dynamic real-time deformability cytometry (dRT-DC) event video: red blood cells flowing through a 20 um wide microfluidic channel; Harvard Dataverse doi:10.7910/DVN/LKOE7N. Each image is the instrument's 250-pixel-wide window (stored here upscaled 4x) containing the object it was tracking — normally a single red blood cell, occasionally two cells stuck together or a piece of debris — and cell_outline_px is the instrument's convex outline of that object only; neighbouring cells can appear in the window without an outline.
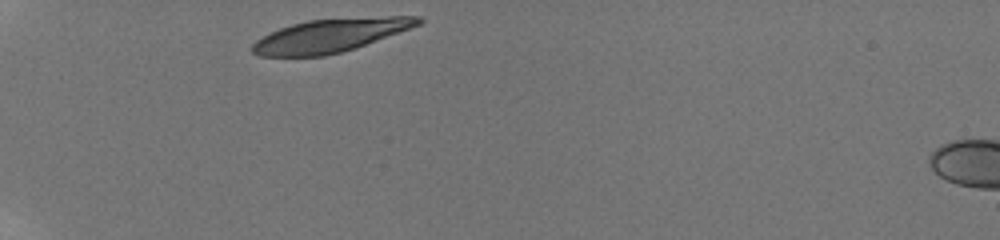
{"species": "human", "species_latin": "Homo sapiens", "temperature_condition": "room temperature", "stored_images_in_passage": 33, "camera_frame_rate_fps": 3000, "um_per_image_px": 0.085, "donor": {"sex": "male"}, "frame": {"image": 1, "passage_image": 1, "time_ms": 0.0, "image_size_px": [1000, 240], "cell_outline_px": [[424, 20], [420, 24], [356, 48], [324, 56], [260, 56], [252, 52], [252, 44], [256, 40], [280, 28], [292, 24], [308, 20], [388, 16], [420, 16]], "centroid_in_image_um": [28.08, 3.02], "position_along_channel_um": 56.9, "area_um2": 31.79}}
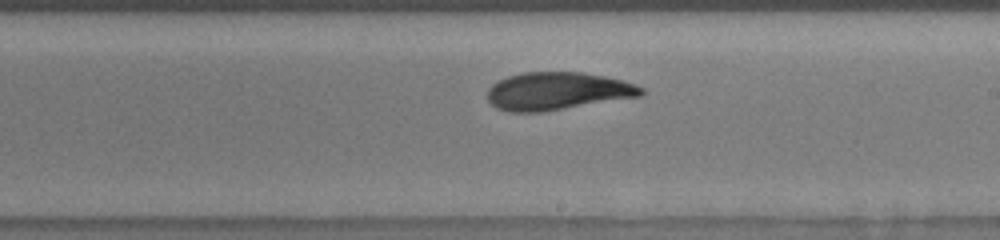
{"frame": {"image": 2, "passage_image": 18, "time_ms": 5.667, "image_size_px": [1000, 240], "cell_outline_px": [[644, 92], [640, 96], [540, 112], [508, 112], [496, 108], [488, 100], [488, 88], [496, 80], [508, 76], [524, 72], [584, 72], [624, 80], [636, 84], [644, 88]], "centroid_in_image_um": [47.36, 7.73], "position_along_channel_um": 241.6, "area_um2": 33.87}}
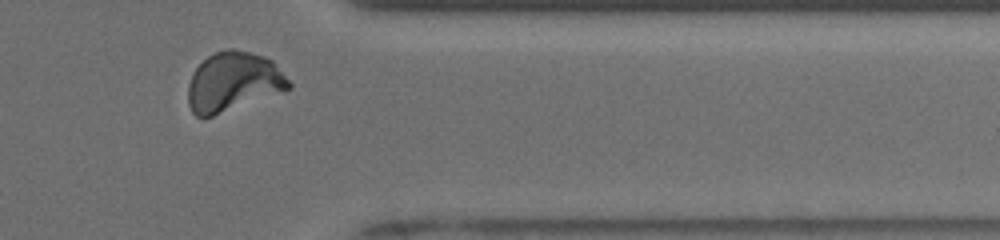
{"frame": {"image": 3, "passage_image": 30, "time_ms": 9.667, "image_size_px": [1000, 240], "cell_outline_px": [[292, 88], [212, 116], [196, 116], [192, 112], [188, 104], [188, 84], [192, 72], [208, 56], [224, 48], [232, 48], [264, 56], [272, 60], [292, 84]], "centroid_in_image_um": [19.81, 6.94], "position_along_channel_um": 391.6, "area_um2": 34.56}, "authors_computed_cell_mechanics": {"area_um2": 33.6974, "velocity_mm_per_s": 3.8232, "shape_relaxation_time_tau1_ms": 5.2833, "shape_relaxation_time_tau2_ms": 1.3286, "deformation_change_tau1": 0.1738, "deformation_change_tau2": 0.0628}}